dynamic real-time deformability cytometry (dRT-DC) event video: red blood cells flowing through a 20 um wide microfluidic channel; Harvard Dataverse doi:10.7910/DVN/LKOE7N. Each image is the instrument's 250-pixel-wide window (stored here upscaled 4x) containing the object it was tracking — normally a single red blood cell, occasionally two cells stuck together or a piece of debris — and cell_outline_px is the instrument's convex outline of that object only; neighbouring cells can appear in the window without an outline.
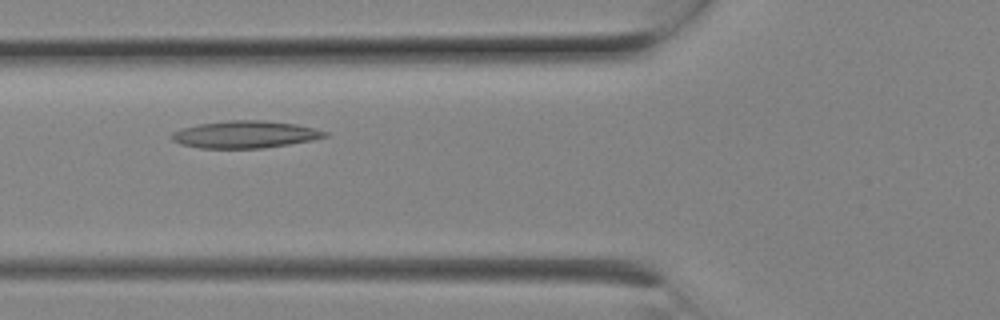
{"species": "Egyptian fruit bat (a non-hibernating species)", "species_latin": "Rousettus aegyptiacus", "temperature_condition": "room temperature", "stored_images_in_passage": 6, "camera_frame_rate_fps": 3000, "um_per_image_px": 0.085, "animal": {"sex": "female"}, "frame": {"image": 1, "passage_image": 5, "time_ms": 1.333, "image_size_px": [1000, 320], "cell_outline_px": [[328, 136], [312, 140], [264, 148], [200, 148], [180, 144], [172, 140], [172, 132], [180, 128], [200, 124], [228, 120], [260, 120], [296, 124], [328, 132]], "centroid_in_image_um": [20.81, 11.43], "position_along_channel_um": 105.0, "area_um2": 24.16}}
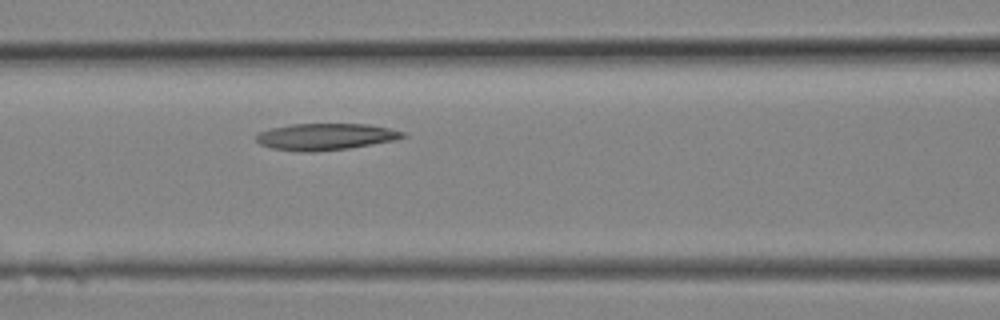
{"frame": {"image": 2, "passage_image": 6, "time_ms": 1.667, "image_size_px": [1000, 320], "cell_outline_px": [[408, 136], [396, 140], [348, 148], [316, 152], [300, 152], [272, 148], [260, 144], [256, 140], [256, 136], [260, 132], [268, 128], [292, 124], [368, 124], [392, 128], [404, 132]], "centroid_in_image_um": [27.69, 11.61], "position_along_channel_um": 138.9, "area_um2": 22.95}}